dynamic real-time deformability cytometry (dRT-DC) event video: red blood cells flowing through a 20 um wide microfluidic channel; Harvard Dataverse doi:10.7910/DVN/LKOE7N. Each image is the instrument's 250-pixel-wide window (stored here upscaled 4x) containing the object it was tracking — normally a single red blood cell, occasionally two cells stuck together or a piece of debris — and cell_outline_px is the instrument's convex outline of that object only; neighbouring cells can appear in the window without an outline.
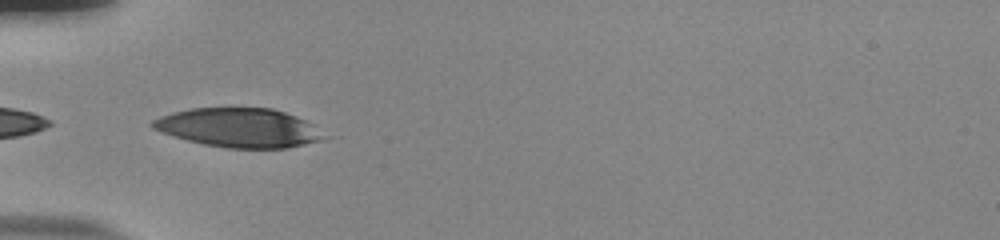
{"species": "human", "species_latin": "Homo sapiens", "temperature_condition": "room temperature", "stored_images_in_passage": 34, "camera_frame_rate_fps": 3000, "um_per_image_px": 0.085, "donor": {"sex": "male"}, "frame": {"image": 1, "passage_image": 1, "time_ms": 0.0, "image_size_px": [1000, 240], "cell_outline_px": [[332, 136], [324, 140], [288, 148], [228, 148], [204, 144], [188, 140], [160, 132], [152, 128], [148, 124], [152, 120], [160, 116], [172, 112], [192, 108], [272, 108], [296, 116], [312, 124]], "centroid_in_image_um": [20.35, 10.86], "position_along_channel_um": 64.6, "area_um2": 39.36}}
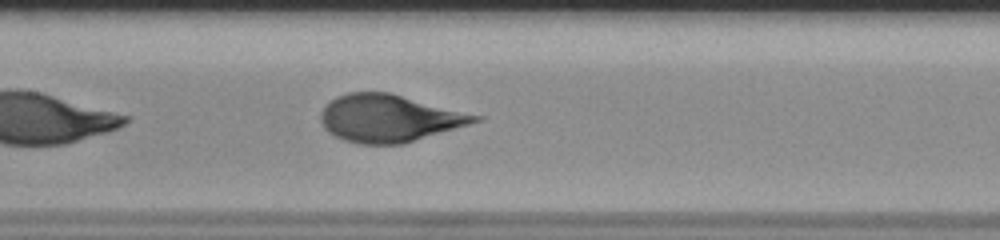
{"frame": {"image": 2, "passage_image": 10, "time_ms": 3.0, "image_size_px": [1000, 240], "cell_outline_px": [[484, 120], [404, 144], [360, 144], [344, 140], [328, 132], [324, 128], [320, 120], [320, 112], [336, 96], [348, 92], [392, 92], [484, 116]], "centroid_in_image_um": [33.13, 10.04], "position_along_channel_um": 174.3, "area_um2": 43.0}}
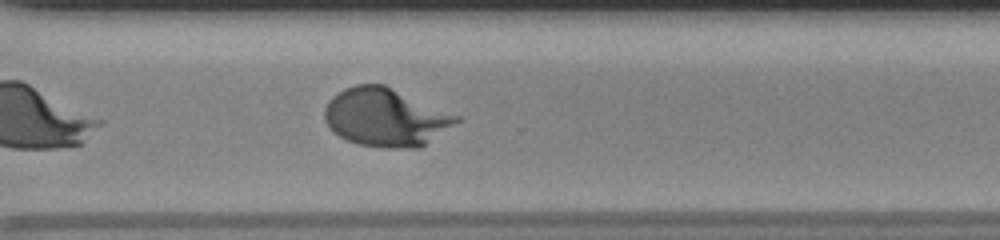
{"frame": {"image": 3, "passage_image": 23, "time_ms": 7.333, "image_size_px": [1000, 240], "cell_outline_px": [[460, 120], [420, 148], [380, 148], [360, 144], [348, 140], [332, 132], [328, 128], [324, 120], [324, 108], [328, 100], [332, 96], [344, 88], [356, 84], [384, 84], [460, 116]], "centroid_in_image_um": [32.74, 9.97], "position_along_channel_um": 337.9, "area_um2": 44.8}}